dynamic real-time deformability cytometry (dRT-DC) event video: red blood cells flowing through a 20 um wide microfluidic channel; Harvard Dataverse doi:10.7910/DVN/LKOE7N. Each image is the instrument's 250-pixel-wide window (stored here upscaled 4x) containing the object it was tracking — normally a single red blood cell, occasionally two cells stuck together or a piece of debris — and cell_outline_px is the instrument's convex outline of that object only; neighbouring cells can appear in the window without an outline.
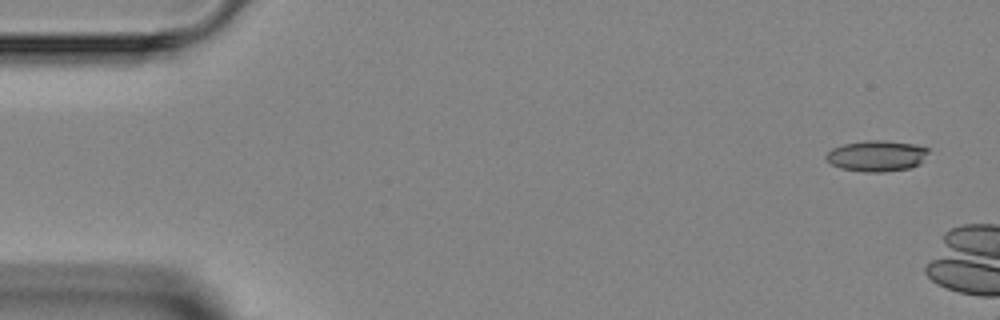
{"species": "Egyptian fruit bat (a non-hibernating species)", "species_latin": "Rousettus aegyptiacus", "temperature_condition": "room temperature", "stored_images_in_passage": 3, "camera_frame_rate_fps": 3000, "um_per_image_px": 0.085, "animal": {"sex": "female"}, "frame": {"image": 1, "passage_image": 1, "time_ms": 0.0, "image_size_px": [1000, 320], "cell_outline_px": [[928, 152], [920, 164], [912, 168], [884, 172], [864, 172], [840, 168], [832, 164], [824, 156], [832, 148], [844, 144], [864, 140], [884, 140], [916, 144], [928, 148]], "centroid_in_image_um": [74.53, 13.25], "position_along_channel_um": 10.5, "area_um2": 18.61}}